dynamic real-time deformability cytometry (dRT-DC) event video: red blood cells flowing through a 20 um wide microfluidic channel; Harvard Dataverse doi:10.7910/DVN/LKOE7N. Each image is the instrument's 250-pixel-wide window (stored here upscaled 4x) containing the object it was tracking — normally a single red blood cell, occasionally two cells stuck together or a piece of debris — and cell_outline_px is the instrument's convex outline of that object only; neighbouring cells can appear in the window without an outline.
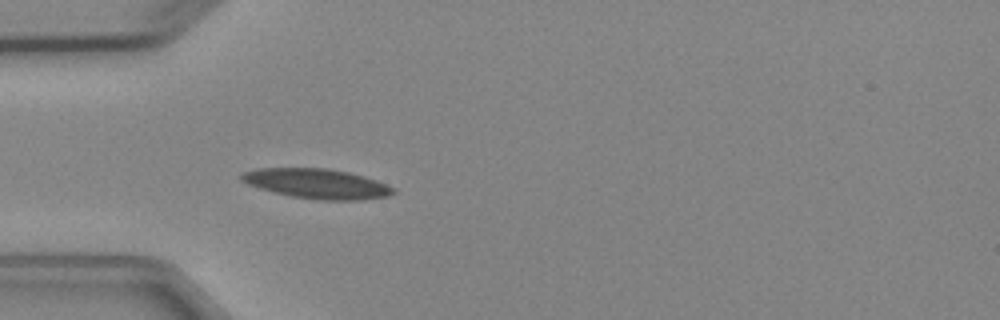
{"species": "Egyptian fruit bat (a non-hibernating species)", "species_latin": "Rousettus aegyptiacus", "temperature_condition": "cold", "stored_images_in_passage": 4, "camera_frame_rate_fps": 3000, "um_per_image_px": 0.085, "animal": {"sex": "female"}, "frame": {"image": 1, "passage_image": 4, "time_ms": 4.333, "image_size_px": [1000, 320], "cell_outline_px": [[396, 192], [388, 196], [360, 200], [320, 200], [292, 196], [272, 192], [248, 184], [240, 180], [240, 172], [256, 168], [324, 168], [348, 172], [364, 176], [376, 180], [396, 188]], "centroid_in_image_um": [26.92, 15.61], "position_along_channel_um": 58.1, "area_um2": 26.47}}